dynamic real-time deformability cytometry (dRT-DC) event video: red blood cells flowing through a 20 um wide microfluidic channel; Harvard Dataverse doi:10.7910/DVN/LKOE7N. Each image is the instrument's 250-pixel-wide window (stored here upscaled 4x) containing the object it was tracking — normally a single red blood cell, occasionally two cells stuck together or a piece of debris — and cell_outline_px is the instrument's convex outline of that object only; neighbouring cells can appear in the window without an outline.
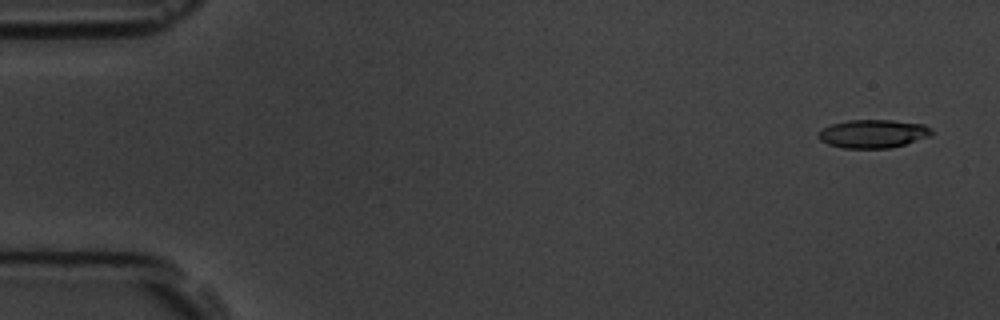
{"species": "common noctule bat (a hibernating species)", "species_latin": "Nyctalus noctula", "temperature_condition": "room temperature", "stored_images_in_passage": 6, "camera_frame_rate_fps": 3000, "um_per_image_px": 0.085, "animal": {"sex": "male", "body_mass_g": 19.5, "forearm_length_mm": 54.6}, "frame": {"image": 1, "passage_image": 1, "time_ms": 0.0, "image_size_px": [1000, 320], "cell_outline_px": [[932, 132], [928, 136], [904, 144], [888, 148], [840, 148], [828, 144], [820, 140], [816, 136], [824, 128], [832, 124], [848, 120], [892, 120], [924, 124], [932, 128]], "centroid_in_image_um": [74.18, 11.36], "position_along_channel_um": 10.8, "area_um2": 18.55}}
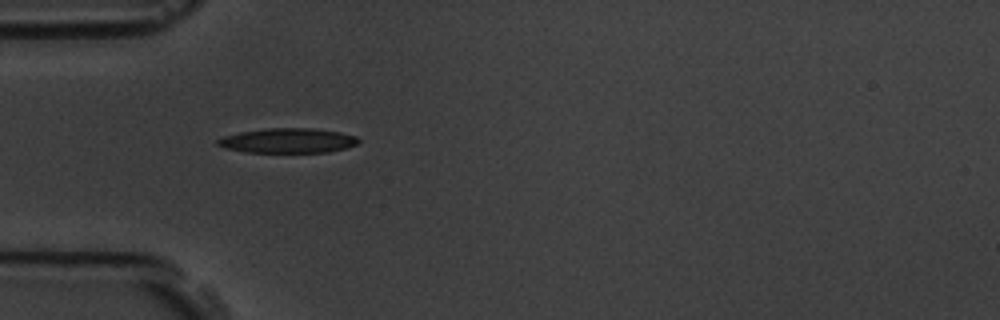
{"frame": {"image": 2, "passage_image": 5, "time_ms": 4.667, "image_size_px": [1000, 320], "cell_outline_px": [[360, 140], [356, 144], [344, 148], [328, 152], [248, 152], [224, 148], [216, 144], [216, 140], [224, 136], [240, 132], [264, 128], [316, 128], [340, 132], [356, 136]], "centroid_in_image_um": [24.45, 11.94], "position_along_channel_um": 60.5, "area_um2": 20.29}}
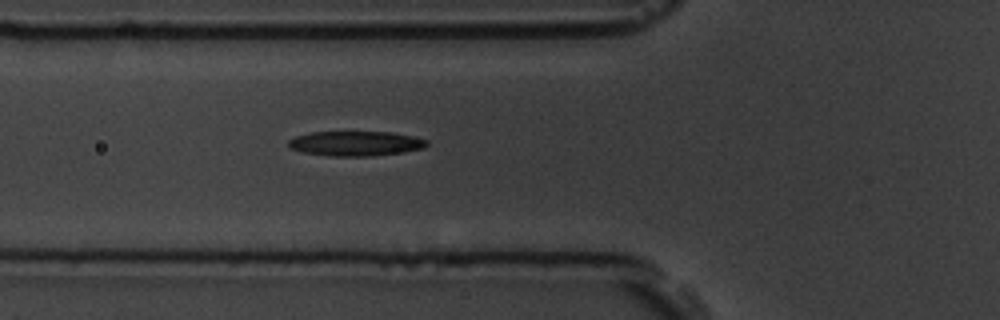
{"frame": {"image": 3, "passage_image": 6, "time_ms": 5.667, "image_size_px": [1000, 320], "cell_outline_px": [[428, 144], [424, 148], [404, 152], [372, 156], [328, 156], [300, 152], [288, 148], [288, 140], [296, 136], [312, 132], [392, 132], [412, 136], [428, 140]], "centroid_in_image_um": [30.21, 12.2], "position_along_channel_um": 95.6, "area_um2": 20.17}}